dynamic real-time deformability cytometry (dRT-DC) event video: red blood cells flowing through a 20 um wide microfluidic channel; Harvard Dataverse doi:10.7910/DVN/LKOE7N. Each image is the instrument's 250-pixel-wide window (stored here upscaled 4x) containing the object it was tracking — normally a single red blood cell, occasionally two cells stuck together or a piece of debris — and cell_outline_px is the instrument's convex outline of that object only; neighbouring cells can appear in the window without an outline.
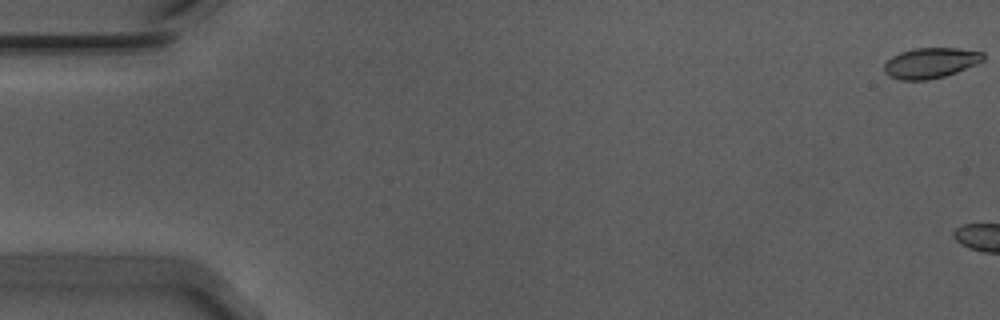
{"species": "Egyptian fruit bat (a non-hibernating species)", "species_latin": "Rousettus aegyptiacus", "temperature_condition": "warm", "stored_images_in_passage": 5, "camera_frame_rate_fps": 3000, "um_per_image_px": 0.085, "animal": {"sex": "male"}, "frame": {"image": 1, "passage_image": 1, "time_ms": 0.0, "image_size_px": [1000, 320], "cell_outline_px": [[984, 60], [976, 64], [956, 72], [944, 76], [928, 80], [900, 80], [888, 76], [884, 72], [884, 64], [892, 56], [900, 52], [912, 48], [956, 48], [984, 52]], "centroid_in_image_um": [79.08, 5.35], "position_along_channel_um": 5.9, "area_um2": 17.63}}